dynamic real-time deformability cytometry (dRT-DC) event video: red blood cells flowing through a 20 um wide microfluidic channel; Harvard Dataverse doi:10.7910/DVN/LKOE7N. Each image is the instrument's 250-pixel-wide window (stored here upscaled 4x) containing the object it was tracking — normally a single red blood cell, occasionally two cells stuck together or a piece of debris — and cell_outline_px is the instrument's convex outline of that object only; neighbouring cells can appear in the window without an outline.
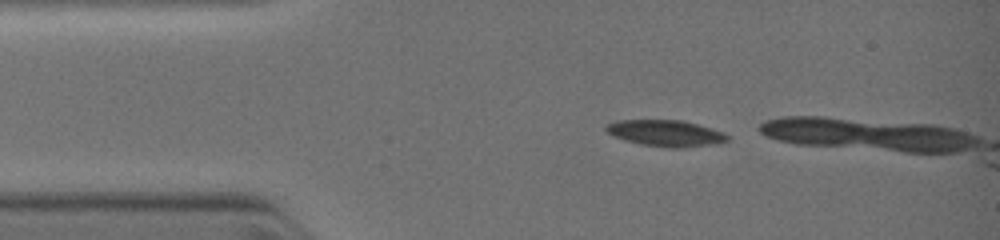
{"species": "common noctule bat (a hibernating species)", "species_latin": "Nyctalus noctula", "temperature_condition": "warm", "stored_images_in_passage": 4, "camera_frame_rate_fps": 3000, "um_per_image_px": 0.085, "animal": {"sex": "female", "body_mass_g": 19.0, "forearm_length_mm": 51.5}, "frame": {"image": 1, "passage_image": 1, "time_ms": 0.0, "image_size_px": [1000, 240], "cell_outline_px": [[728, 140], [720, 144], [684, 148], [672, 148], [640, 144], [624, 140], [612, 136], [604, 128], [608, 124], [620, 120], [680, 120], [696, 124], [720, 132], [728, 136]], "centroid_in_image_um": [56.57, 11.34], "position_along_channel_um": 28.4, "area_um2": 18.5}}